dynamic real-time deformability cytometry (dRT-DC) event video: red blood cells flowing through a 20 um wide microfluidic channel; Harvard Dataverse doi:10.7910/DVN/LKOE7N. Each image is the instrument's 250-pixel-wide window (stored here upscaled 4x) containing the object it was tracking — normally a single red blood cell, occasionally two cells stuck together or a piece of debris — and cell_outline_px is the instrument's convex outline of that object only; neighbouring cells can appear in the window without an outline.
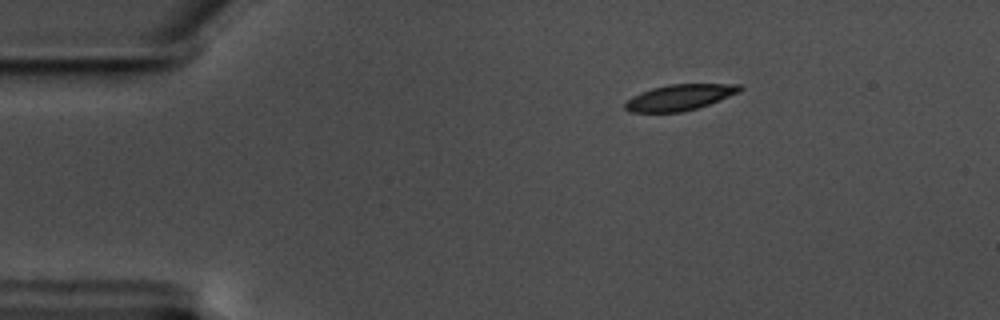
{"species": "common noctule bat (a hibernating species)", "species_latin": "Nyctalus noctula", "temperature_condition": "warm", "stored_images_in_passage": 49, "camera_frame_rate_fps": 3000, "um_per_image_px": 0.085, "animal": {"sex": "male", "body_mass_g": 17.5, "forearm_length_mm": 52.3}, "frame": {"image": 1, "passage_image": 1, "time_ms": 0.0, "image_size_px": [1000, 320], "cell_outline_px": [[744, 88], [740, 92], [720, 100], [696, 108], [680, 112], [628, 112], [624, 108], [624, 104], [632, 96], [640, 92], [652, 88], [668, 84], [740, 84]], "centroid_in_image_um": [57.76, 8.27], "position_along_channel_um": 27.2, "area_um2": 17.34}}
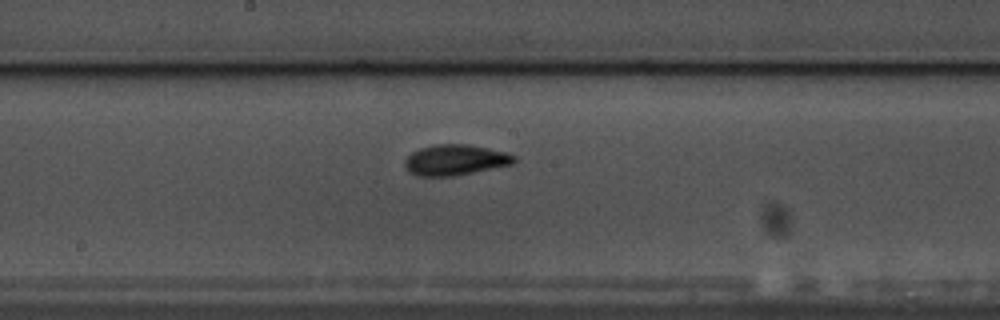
{"frame": {"image": 2, "passage_image": 22, "time_ms": 7.0, "image_size_px": [1000, 320], "cell_outline_px": [[516, 160], [512, 164], [456, 176], [416, 176], [408, 172], [404, 164], [404, 160], [412, 152], [420, 148], [436, 144], [468, 144], [488, 148], [504, 152], [516, 156]], "centroid_in_image_um": [38.67, 13.6], "position_along_channel_um": 209.5, "area_um2": 19.59}}
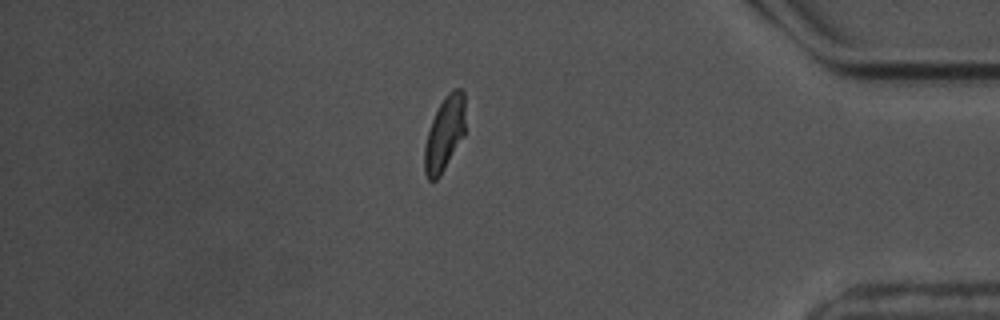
{"frame": {"image": 3, "passage_image": 41, "time_ms": 13.333, "image_size_px": [1000, 320], "cell_outline_px": [[464, 136], [440, 176], [436, 180], [428, 180], [424, 172], [424, 144], [432, 120], [444, 96], [452, 88], [460, 88], [464, 92]], "centroid_in_image_um": [37.78, 11.37], "position_along_channel_um": 397.4, "area_um2": 17.69}, "authors_computed_cell_mechanics": {"area_um2": 17.9758, "velocity_mm_per_s": 3.5046, "shape_relaxation_time_tau1_ms": 3.2986, "shape_relaxation_time_tau2_ms": 1.926, "deformation_change_tau1": 0.1342, "deformation_change_tau2": 0.0751}}